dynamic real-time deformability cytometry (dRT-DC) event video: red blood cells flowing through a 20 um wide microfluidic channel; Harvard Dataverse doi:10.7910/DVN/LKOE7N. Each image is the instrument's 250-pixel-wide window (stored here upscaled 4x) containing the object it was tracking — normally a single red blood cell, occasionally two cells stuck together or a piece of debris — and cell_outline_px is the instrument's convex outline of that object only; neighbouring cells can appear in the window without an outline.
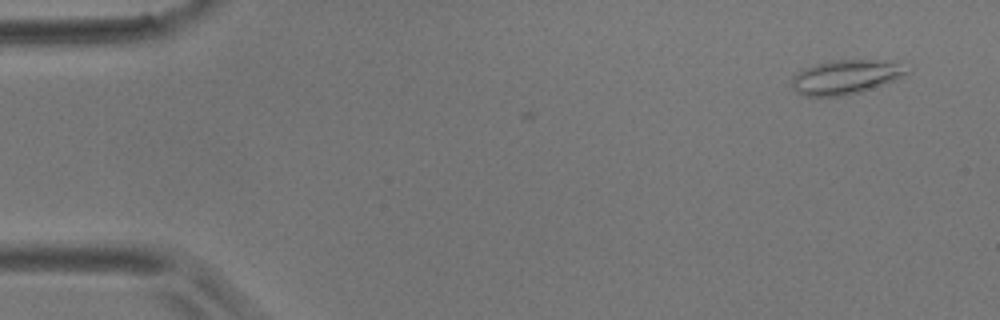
{"species": "common noctule bat (a hibernating species)", "species_latin": "Nyctalus noctula", "temperature_condition": "room temperature", "stored_images_in_passage": 3, "camera_frame_rate_fps": 3000, "um_per_image_px": 0.085, "animal": {"sex": "male", "body_mass_g": 17.9}, "frame": {"image": 1, "passage_image": 3, "time_ms": 0.667, "image_size_px": [1000, 320], "cell_outline_px": [[908, 72], [904, 76], [860, 92], [840, 96], [804, 96], [796, 92], [792, 88], [792, 80], [800, 72], [808, 68], [832, 60], [880, 60], [896, 64]], "centroid_in_image_um": [71.84, 6.57], "position_along_channel_um": 13.2, "area_um2": 22.02}}